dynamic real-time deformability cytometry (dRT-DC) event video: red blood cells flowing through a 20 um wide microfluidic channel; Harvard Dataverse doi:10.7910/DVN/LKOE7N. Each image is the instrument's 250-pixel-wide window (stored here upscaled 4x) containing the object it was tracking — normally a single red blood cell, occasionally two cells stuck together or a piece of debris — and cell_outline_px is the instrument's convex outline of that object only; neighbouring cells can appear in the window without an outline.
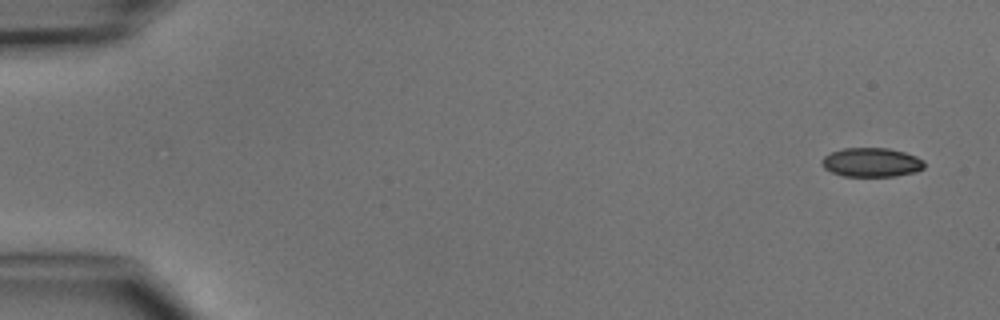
{"species": "common noctule bat (a hibernating species)", "species_latin": "Nyctalus noctula", "temperature_condition": "cold", "stored_images_in_passage": 5, "camera_frame_rate_fps": 3000, "um_per_image_px": 0.085, "animal": {"sex": "male", "body_mass_g": 15.6}, "frame": {"image": 1, "passage_image": 1, "time_ms": 0.0, "image_size_px": [1000, 320], "cell_outline_px": [[924, 168], [916, 172], [896, 176], [844, 176], [832, 172], [824, 168], [820, 164], [820, 160], [824, 156], [832, 152], [844, 148], [888, 148], [904, 152], [916, 156], [924, 160]], "centroid_in_image_um": [74.07, 13.8], "position_along_channel_um": 10.9, "area_um2": 17.46}}
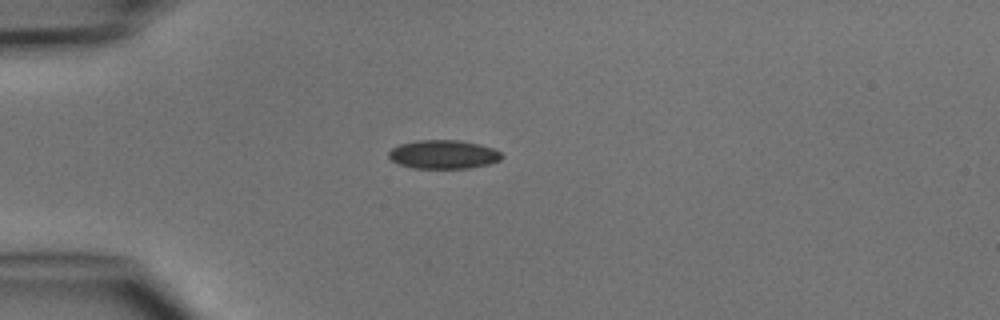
{"frame": {"image": 2, "passage_image": 4, "time_ms": 3.667, "image_size_px": [1000, 320], "cell_outline_px": [[504, 156], [500, 160], [488, 164], [472, 168], [412, 168], [400, 164], [392, 160], [388, 156], [388, 152], [392, 148], [400, 144], [416, 140], [460, 140], [480, 144], [492, 148], [500, 152]], "centroid_in_image_um": [37.7, 13.12], "position_along_channel_um": 47.3, "area_um2": 18.96}}